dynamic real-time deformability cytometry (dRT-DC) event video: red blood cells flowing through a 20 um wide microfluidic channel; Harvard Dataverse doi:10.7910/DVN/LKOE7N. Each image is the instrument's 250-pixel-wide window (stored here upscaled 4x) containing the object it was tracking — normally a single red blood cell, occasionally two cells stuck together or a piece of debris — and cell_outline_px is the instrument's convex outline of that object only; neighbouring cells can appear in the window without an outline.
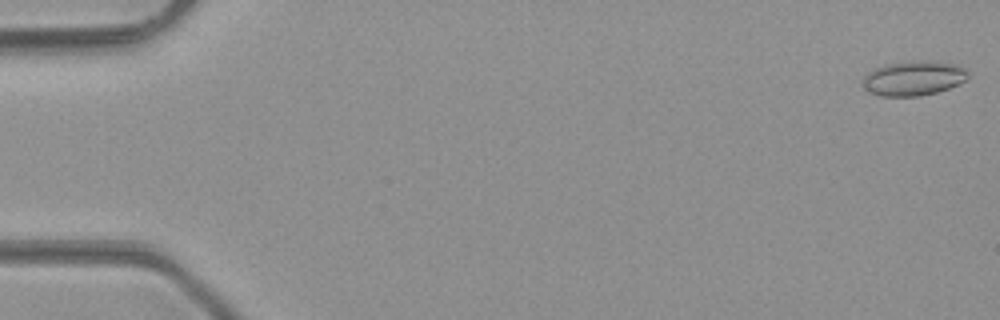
{"species": "common noctule bat (a hibernating species)", "species_latin": "Nyctalus noctula", "temperature_condition": "room temperature", "stored_images_in_passage": 49, "camera_frame_rate_fps": 3000, "um_per_image_px": 0.085, "animal": {"sex": "male", "body_mass_g": 23.1, "forearm_length_mm": 52.7}, "frame": {"image": 1, "passage_image": 1, "time_ms": 0.0, "image_size_px": [1000, 320], "cell_outline_px": [[968, 76], [960, 84], [936, 92], [920, 96], [880, 96], [864, 88], [860, 80], [872, 68], [884, 64], [924, 60], [956, 64], [964, 68], [968, 72]], "centroid_in_image_um": [77.61, 6.64], "position_along_channel_um": 7.4, "area_um2": 21.33}}
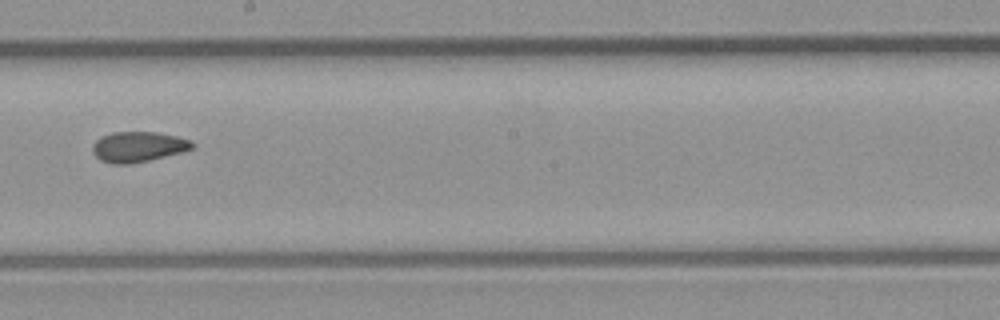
{"frame": {"image": 2, "passage_image": 28, "time_ms": 9.0, "image_size_px": [1000, 320], "cell_outline_px": [[196, 144], [192, 148], [180, 152], [132, 164], [112, 164], [100, 160], [92, 152], [92, 144], [96, 140], [112, 132], [156, 132], [176, 136], [192, 140]], "centroid_in_image_um": [11.73, 12.47], "position_along_channel_um": 236.5, "area_um2": 17.57}}
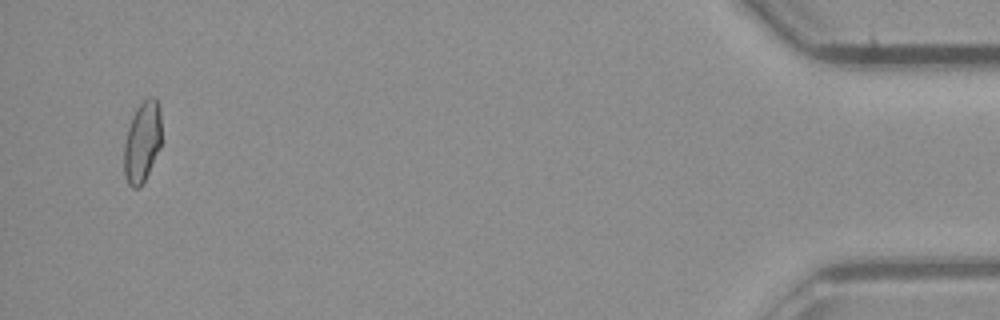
{"frame": {"image": 3, "passage_image": 47, "time_ms": 15.333, "image_size_px": [1000, 320], "cell_outline_px": [[160, 148], [140, 188], [132, 188], [128, 184], [124, 176], [124, 144], [128, 128], [132, 116], [136, 108], [148, 96], [156, 96], [160, 108]], "centroid_in_image_um": [12.08, 12.04], "position_along_channel_um": 423.1, "area_um2": 17.69}, "authors_computed_cell_mechanics": {"area_um2": 17.8024, "velocity_mm_per_s": 4.3004, "shape_relaxation_time_tau1_ms": null, "shape_relaxation_time_tau2_ms": 2.7995, "deformation_change_tau1": null, "deformation_change_tau2": 0.0755}}